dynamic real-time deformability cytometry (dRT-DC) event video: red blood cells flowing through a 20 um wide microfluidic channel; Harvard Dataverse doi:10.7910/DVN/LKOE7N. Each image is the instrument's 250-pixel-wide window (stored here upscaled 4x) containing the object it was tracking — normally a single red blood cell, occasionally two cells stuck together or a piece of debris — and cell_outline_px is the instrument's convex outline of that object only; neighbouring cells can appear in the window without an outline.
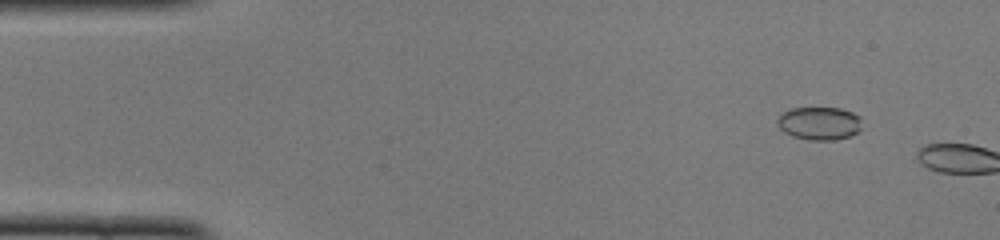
{"species": "common noctule bat (a hibernating species)", "species_latin": "Nyctalus noctula", "temperature_condition": "cold", "stored_images_in_passage": 6, "camera_frame_rate_fps": 3000, "um_per_image_px": 0.085, "animal": {"sex": "female", "body_mass_g": 22.0, "forearm_length_mm": 56.7}, "frame": {"image": 1, "passage_image": 5, "time_ms": 1.333, "image_size_px": [1000, 240], "cell_outline_px": [[860, 128], [852, 136], [836, 140], [812, 140], [792, 136], [784, 132], [776, 124], [776, 120], [780, 112], [792, 108], [840, 108], [852, 112], [860, 116]], "centroid_in_image_um": [69.61, 10.48], "position_along_channel_um": 15.4, "area_um2": 16.47}}